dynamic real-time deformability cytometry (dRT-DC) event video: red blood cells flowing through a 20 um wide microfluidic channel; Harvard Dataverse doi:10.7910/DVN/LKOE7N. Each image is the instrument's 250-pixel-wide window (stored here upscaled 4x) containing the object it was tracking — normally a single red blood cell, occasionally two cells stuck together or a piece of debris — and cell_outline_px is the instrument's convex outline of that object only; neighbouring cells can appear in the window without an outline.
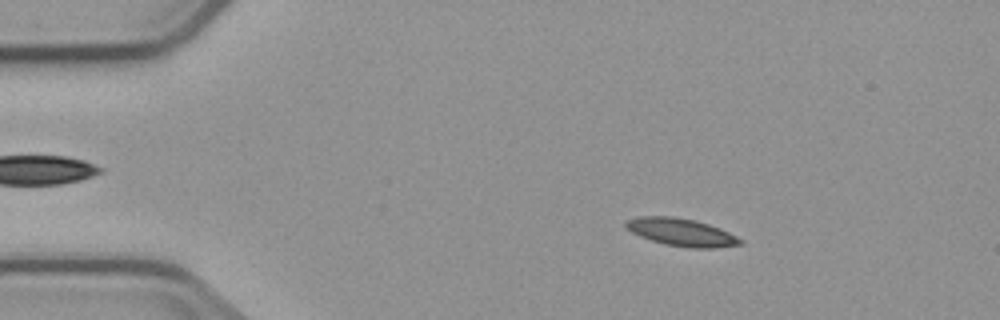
{"species": "common noctule bat (a hibernating species)", "species_latin": "Nyctalus noctula", "temperature_condition": "cold", "stored_images_in_passage": 4, "camera_frame_rate_fps": 3000, "um_per_image_px": 0.085, "animal": {"sex": "male", "body_mass_g": 23.1, "forearm_length_mm": 52.7}, "frame": {"image": 1, "passage_image": 2, "time_ms": 1.333, "image_size_px": [1000, 320], "cell_outline_px": [[744, 244], [716, 248], [688, 248], [664, 244], [640, 236], [632, 232], [624, 224], [624, 220], [640, 216], [672, 216], [696, 220], [720, 228], [744, 240]], "centroid_in_image_um": [57.94, 19.74], "position_along_channel_um": 27.1, "area_um2": 18.55}}